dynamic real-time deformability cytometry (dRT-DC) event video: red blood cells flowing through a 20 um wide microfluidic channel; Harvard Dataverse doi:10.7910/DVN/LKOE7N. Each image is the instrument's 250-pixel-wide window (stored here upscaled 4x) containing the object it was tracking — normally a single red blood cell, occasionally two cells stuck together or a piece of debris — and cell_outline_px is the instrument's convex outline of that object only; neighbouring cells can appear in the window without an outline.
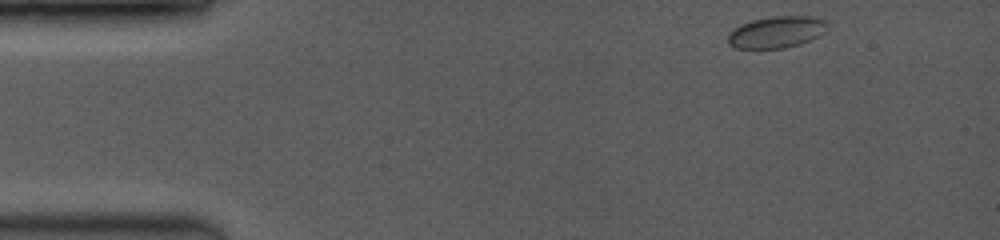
{"species": "common noctule bat (a hibernating species)", "species_latin": "Nyctalus noctula", "temperature_condition": "room temperature", "stored_images_in_passage": 8, "camera_frame_rate_fps": 3500, "um_per_image_px": 0.085, "animal": {"sex": "female", "body_mass_g": 19.0, "forearm_length_mm": 53.3}, "frame": {"image": 1, "passage_image": 1, "time_ms": 0.0, "image_size_px": [1000, 240], "cell_outline_px": [[828, 32], [800, 44], [784, 48], [736, 48], [728, 44], [728, 32], [732, 28], [740, 24], [752, 20], [776, 16], [808, 16], [824, 20], [828, 24]], "centroid_in_image_um": [66.0, 2.73], "position_along_channel_um": 19.0, "area_um2": 18.5}}
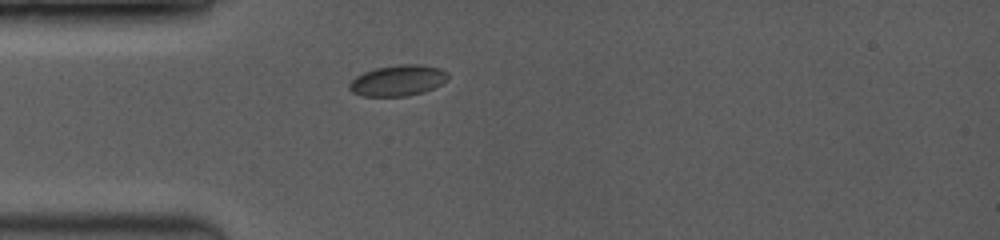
{"frame": {"image": 2, "passage_image": 6, "time_ms": 2.857, "image_size_px": [1000, 240], "cell_outline_px": [[448, 80], [424, 92], [408, 96], [360, 96], [352, 92], [348, 88], [348, 84], [356, 76], [364, 72], [376, 68], [404, 64], [416, 64], [440, 68], [448, 72]], "centroid_in_image_um": [33.81, 6.85], "position_along_channel_um": 51.2, "area_um2": 17.74}}
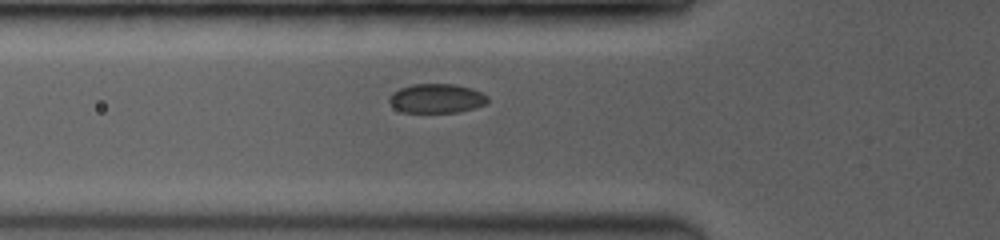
{"frame": {"image": 3, "passage_image": 8, "time_ms": 4.0, "image_size_px": [1000, 240], "cell_outline_px": [[488, 104], [460, 112], [404, 112], [396, 108], [388, 100], [392, 92], [400, 88], [412, 84], [456, 84], [472, 88], [488, 96]], "centroid_in_image_um": [37.15, 8.36], "position_along_channel_um": 88.7, "area_um2": 16.82}}